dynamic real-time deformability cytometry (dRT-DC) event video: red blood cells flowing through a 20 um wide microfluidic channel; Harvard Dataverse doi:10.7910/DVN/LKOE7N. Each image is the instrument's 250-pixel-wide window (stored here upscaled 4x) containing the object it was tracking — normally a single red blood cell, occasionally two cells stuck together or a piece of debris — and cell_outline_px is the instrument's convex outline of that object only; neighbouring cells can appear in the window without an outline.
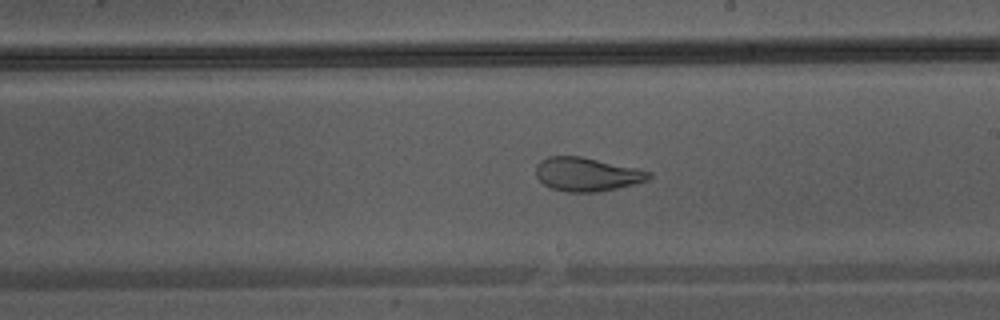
{"species": "Egyptian fruit bat (a non-hibernating species)", "species_latin": "Rousettus aegyptiacus", "temperature_condition": "warm", "stored_images_in_passage": 47, "camera_frame_rate_fps": 3000, "um_per_image_px": 0.085, "animal": {"sex": "male"}, "frame": {"image": 1, "passage_image": 27, "time_ms": 8.667, "image_size_px": [1000, 320], "cell_outline_px": [[652, 176], [648, 180], [636, 184], [600, 192], [568, 192], [552, 188], [544, 184], [536, 176], [536, 164], [540, 160], [548, 156], [580, 156], [636, 168], [652, 172]], "centroid_in_image_um": [49.89, 14.82], "position_along_channel_um": 239.1, "area_um2": 22.25}}
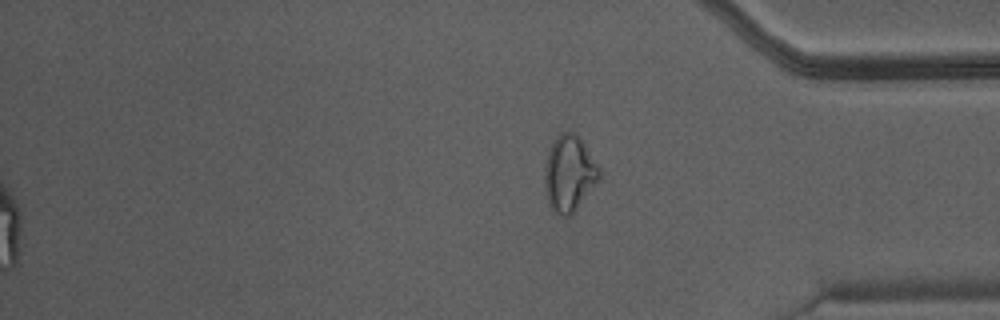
{"frame": {"image": 2, "passage_image": 47, "time_ms": 15.333, "image_size_px": [1000, 320], "cell_outline_px": [[604, 172], [600, 180], [572, 212], [568, 216], [564, 216], [556, 212], [548, 204], [544, 188], [544, 168], [548, 148], [552, 140], [560, 132], [572, 132], [584, 144]], "centroid_in_image_um": [48.38, 14.71], "position_along_channel_um": 386.8, "area_um2": 24.39}}